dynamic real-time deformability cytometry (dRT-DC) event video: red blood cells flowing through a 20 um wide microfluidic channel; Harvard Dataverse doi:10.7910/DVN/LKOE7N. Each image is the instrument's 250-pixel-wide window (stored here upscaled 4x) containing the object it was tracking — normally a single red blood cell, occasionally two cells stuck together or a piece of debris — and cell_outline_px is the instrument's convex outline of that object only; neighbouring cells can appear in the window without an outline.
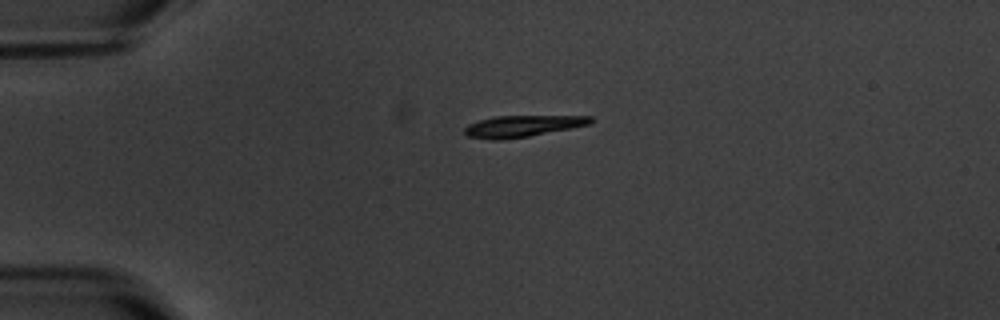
{"species": "common noctule bat (a hibernating species)", "species_latin": "Nyctalus noctula", "temperature_condition": "warm", "stored_images_in_passage": 2, "camera_frame_rate_fps": 3000, "um_per_image_px": 0.085, "animal": {"sex": "male", "body_mass_g": 20.1, "forearm_length_mm": 53.5}, "frame": {"image": 1, "passage_image": 1, "time_ms": 0.0, "image_size_px": [1000, 320], "cell_outline_px": [[592, 120], [588, 124], [572, 128], [528, 136], [504, 140], [492, 140], [464, 136], [464, 128], [468, 124], [492, 116], [592, 116]], "centroid_in_image_um": [44.32, 10.73], "position_along_channel_um": 40.7, "area_um2": 15.78}}